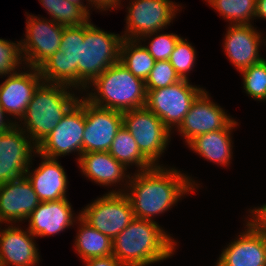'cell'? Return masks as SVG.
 <instances>
[{"instance_id":"20","label":"cell","mask_w":266,"mask_h":266,"mask_svg":"<svg viewBox=\"0 0 266 266\" xmlns=\"http://www.w3.org/2000/svg\"><path fill=\"white\" fill-rule=\"evenodd\" d=\"M16 226L10 224L1 229L0 224V266H37L40 254L36 237L27 228Z\"/></svg>"},{"instance_id":"22","label":"cell","mask_w":266,"mask_h":266,"mask_svg":"<svg viewBox=\"0 0 266 266\" xmlns=\"http://www.w3.org/2000/svg\"><path fill=\"white\" fill-rule=\"evenodd\" d=\"M42 160L33 170L31 164L25 176L30 181L40 202L56 201L67 198L68 178L58 159L48 158L38 154Z\"/></svg>"},{"instance_id":"4","label":"cell","mask_w":266,"mask_h":266,"mask_svg":"<svg viewBox=\"0 0 266 266\" xmlns=\"http://www.w3.org/2000/svg\"><path fill=\"white\" fill-rule=\"evenodd\" d=\"M79 98L70 87L42 82L17 125L38 146Z\"/></svg>"},{"instance_id":"19","label":"cell","mask_w":266,"mask_h":266,"mask_svg":"<svg viewBox=\"0 0 266 266\" xmlns=\"http://www.w3.org/2000/svg\"><path fill=\"white\" fill-rule=\"evenodd\" d=\"M73 212L68 198L40 202L26 219L29 222L27 229L35 237H49L58 234L66 228L72 227L80 218V212L75 217Z\"/></svg>"},{"instance_id":"14","label":"cell","mask_w":266,"mask_h":266,"mask_svg":"<svg viewBox=\"0 0 266 266\" xmlns=\"http://www.w3.org/2000/svg\"><path fill=\"white\" fill-rule=\"evenodd\" d=\"M234 119L216 102L211 100L204 90L192 103L190 110L184 116L177 128L179 135L188 143L194 137L226 128Z\"/></svg>"},{"instance_id":"37","label":"cell","mask_w":266,"mask_h":266,"mask_svg":"<svg viewBox=\"0 0 266 266\" xmlns=\"http://www.w3.org/2000/svg\"><path fill=\"white\" fill-rule=\"evenodd\" d=\"M6 115L3 108L0 107V134L15 124L14 121L10 120ZM5 117H7V119Z\"/></svg>"},{"instance_id":"25","label":"cell","mask_w":266,"mask_h":266,"mask_svg":"<svg viewBox=\"0 0 266 266\" xmlns=\"http://www.w3.org/2000/svg\"><path fill=\"white\" fill-rule=\"evenodd\" d=\"M108 152L126 168L136 166L137 172L154 165L141 153L132 134L122 126L116 133Z\"/></svg>"},{"instance_id":"9","label":"cell","mask_w":266,"mask_h":266,"mask_svg":"<svg viewBox=\"0 0 266 266\" xmlns=\"http://www.w3.org/2000/svg\"><path fill=\"white\" fill-rule=\"evenodd\" d=\"M127 5L123 39L140 40L143 36L162 31L173 22L181 4L171 0H130ZM179 7V8H178Z\"/></svg>"},{"instance_id":"8","label":"cell","mask_w":266,"mask_h":266,"mask_svg":"<svg viewBox=\"0 0 266 266\" xmlns=\"http://www.w3.org/2000/svg\"><path fill=\"white\" fill-rule=\"evenodd\" d=\"M84 208L80 217L112 240L135 218L125 193H105Z\"/></svg>"},{"instance_id":"39","label":"cell","mask_w":266,"mask_h":266,"mask_svg":"<svg viewBox=\"0 0 266 266\" xmlns=\"http://www.w3.org/2000/svg\"><path fill=\"white\" fill-rule=\"evenodd\" d=\"M70 3H74V4H77L78 6H80V7H82L89 15H91L90 14V10L91 9H89V8H92V7H88L87 5L88 4H86V5H84V0H68Z\"/></svg>"},{"instance_id":"35","label":"cell","mask_w":266,"mask_h":266,"mask_svg":"<svg viewBox=\"0 0 266 266\" xmlns=\"http://www.w3.org/2000/svg\"><path fill=\"white\" fill-rule=\"evenodd\" d=\"M83 262L86 266H124L114 255L92 258Z\"/></svg>"},{"instance_id":"11","label":"cell","mask_w":266,"mask_h":266,"mask_svg":"<svg viewBox=\"0 0 266 266\" xmlns=\"http://www.w3.org/2000/svg\"><path fill=\"white\" fill-rule=\"evenodd\" d=\"M26 15V34L20 40L21 55L25 66L38 68L59 50L64 26L51 19Z\"/></svg>"},{"instance_id":"17","label":"cell","mask_w":266,"mask_h":266,"mask_svg":"<svg viewBox=\"0 0 266 266\" xmlns=\"http://www.w3.org/2000/svg\"><path fill=\"white\" fill-rule=\"evenodd\" d=\"M262 35L257 28L253 27V24H229L223 49L229 61L239 72L264 59L259 54L264 41Z\"/></svg>"},{"instance_id":"23","label":"cell","mask_w":266,"mask_h":266,"mask_svg":"<svg viewBox=\"0 0 266 266\" xmlns=\"http://www.w3.org/2000/svg\"><path fill=\"white\" fill-rule=\"evenodd\" d=\"M237 125L238 122L234 119L226 128L198 135L187 145L207 161L227 167L233 156L231 134Z\"/></svg>"},{"instance_id":"18","label":"cell","mask_w":266,"mask_h":266,"mask_svg":"<svg viewBox=\"0 0 266 266\" xmlns=\"http://www.w3.org/2000/svg\"><path fill=\"white\" fill-rule=\"evenodd\" d=\"M40 201L26 176L0 184V224L26 220Z\"/></svg>"},{"instance_id":"26","label":"cell","mask_w":266,"mask_h":266,"mask_svg":"<svg viewBox=\"0 0 266 266\" xmlns=\"http://www.w3.org/2000/svg\"><path fill=\"white\" fill-rule=\"evenodd\" d=\"M120 63L134 76L146 81L154 67L155 59L141 41L123 39L120 48Z\"/></svg>"},{"instance_id":"10","label":"cell","mask_w":266,"mask_h":266,"mask_svg":"<svg viewBox=\"0 0 266 266\" xmlns=\"http://www.w3.org/2000/svg\"><path fill=\"white\" fill-rule=\"evenodd\" d=\"M84 129V97L82 96L37 146V153L48 158L59 159L58 157L77 152V160H79L83 153Z\"/></svg>"},{"instance_id":"16","label":"cell","mask_w":266,"mask_h":266,"mask_svg":"<svg viewBox=\"0 0 266 266\" xmlns=\"http://www.w3.org/2000/svg\"><path fill=\"white\" fill-rule=\"evenodd\" d=\"M23 69L8 75L0 84V104L6 114L13 116L15 124L20 123L35 90L43 82L38 68L26 66L25 71L23 66Z\"/></svg>"},{"instance_id":"13","label":"cell","mask_w":266,"mask_h":266,"mask_svg":"<svg viewBox=\"0 0 266 266\" xmlns=\"http://www.w3.org/2000/svg\"><path fill=\"white\" fill-rule=\"evenodd\" d=\"M84 117L83 153L108 152L123 126L122 112L95 106L84 98Z\"/></svg>"},{"instance_id":"36","label":"cell","mask_w":266,"mask_h":266,"mask_svg":"<svg viewBox=\"0 0 266 266\" xmlns=\"http://www.w3.org/2000/svg\"><path fill=\"white\" fill-rule=\"evenodd\" d=\"M121 1L122 0H87L86 2L88 3V7L91 4V6L96 10L98 9L100 11H111L114 8H120L122 5Z\"/></svg>"},{"instance_id":"33","label":"cell","mask_w":266,"mask_h":266,"mask_svg":"<svg viewBox=\"0 0 266 266\" xmlns=\"http://www.w3.org/2000/svg\"><path fill=\"white\" fill-rule=\"evenodd\" d=\"M182 80L169 60L155 61L145 81L146 90H154L173 85Z\"/></svg>"},{"instance_id":"1","label":"cell","mask_w":266,"mask_h":266,"mask_svg":"<svg viewBox=\"0 0 266 266\" xmlns=\"http://www.w3.org/2000/svg\"><path fill=\"white\" fill-rule=\"evenodd\" d=\"M122 41V35L106 32L90 20L64 27L59 50L38 67L43 82L86 92L96 77L120 62Z\"/></svg>"},{"instance_id":"34","label":"cell","mask_w":266,"mask_h":266,"mask_svg":"<svg viewBox=\"0 0 266 266\" xmlns=\"http://www.w3.org/2000/svg\"><path fill=\"white\" fill-rule=\"evenodd\" d=\"M248 213H251V221L265 234L266 236V204L260 207H254L252 210L249 209Z\"/></svg>"},{"instance_id":"31","label":"cell","mask_w":266,"mask_h":266,"mask_svg":"<svg viewBox=\"0 0 266 266\" xmlns=\"http://www.w3.org/2000/svg\"><path fill=\"white\" fill-rule=\"evenodd\" d=\"M196 49L185 38H180L170 55L169 62L181 79H188V73L195 67Z\"/></svg>"},{"instance_id":"21","label":"cell","mask_w":266,"mask_h":266,"mask_svg":"<svg viewBox=\"0 0 266 266\" xmlns=\"http://www.w3.org/2000/svg\"><path fill=\"white\" fill-rule=\"evenodd\" d=\"M77 162L82 174L95 184L108 187L122 185L121 189L109 190L108 193H125L131 174L126 175L128 168L109 152L82 153Z\"/></svg>"},{"instance_id":"27","label":"cell","mask_w":266,"mask_h":266,"mask_svg":"<svg viewBox=\"0 0 266 266\" xmlns=\"http://www.w3.org/2000/svg\"><path fill=\"white\" fill-rule=\"evenodd\" d=\"M230 25L252 24L257 0H205Z\"/></svg>"},{"instance_id":"30","label":"cell","mask_w":266,"mask_h":266,"mask_svg":"<svg viewBox=\"0 0 266 266\" xmlns=\"http://www.w3.org/2000/svg\"><path fill=\"white\" fill-rule=\"evenodd\" d=\"M180 38L179 35L174 33L166 32L160 34V31H157L143 36L139 41L145 42L148 39V44H143V46L148 50L155 61H164L169 60L170 55Z\"/></svg>"},{"instance_id":"24","label":"cell","mask_w":266,"mask_h":266,"mask_svg":"<svg viewBox=\"0 0 266 266\" xmlns=\"http://www.w3.org/2000/svg\"><path fill=\"white\" fill-rule=\"evenodd\" d=\"M76 223H79V227L74 240V247L81 260L86 261L112 255L113 240L110 237L91 227L81 217Z\"/></svg>"},{"instance_id":"29","label":"cell","mask_w":266,"mask_h":266,"mask_svg":"<svg viewBox=\"0 0 266 266\" xmlns=\"http://www.w3.org/2000/svg\"><path fill=\"white\" fill-rule=\"evenodd\" d=\"M240 74L245 93L257 101H266V59L242 70Z\"/></svg>"},{"instance_id":"32","label":"cell","mask_w":266,"mask_h":266,"mask_svg":"<svg viewBox=\"0 0 266 266\" xmlns=\"http://www.w3.org/2000/svg\"><path fill=\"white\" fill-rule=\"evenodd\" d=\"M24 66L20 41L16 43L0 38V77L16 73Z\"/></svg>"},{"instance_id":"15","label":"cell","mask_w":266,"mask_h":266,"mask_svg":"<svg viewBox=\"0 0 266 266\" xmlns=\"http://www.w3.org/2000/svg\"><path fill=\"white\" fill-rule=\"evenodd\" d=\"M246 229L222 250L217 266H266V236L249 218Z\"/></svg>"},{"instance_id":"28","label":"cell","mask_w":266,"mask_h":266,"mask_svg":"<svg viewBox=\"0 0 266 266\" xmlns=\"http://www.w3.org/2000/svg\"><path fill=\"white\" fill-rule=\"evenodd\" d=\"M51 20L64 27L78 26L88 22L90 15L80 6L68 0H39Z\"/></svg>"},{"instance_id":"6","label":"cell","mask_w":266,"mask_h":266,"mask_svg":"<svg viewBox=\"0 0 266 266\" xmlns=\"http://www.w3.org/2000/svg\"><path fill=\"white\" fill-rule=\"evenodd\" d=\"M122 115L123 126L132 134L141 153L153 165H160L159 158L167 150L173 132L146 106L122 112Z\"/></svg>"},{"instance_id":"3","label":"cell","mask_w":266,"mask_h":266,"mask_svg":"<svg viewBox=\"0 0 266 266\" xmlns=\"http://www.w3.org/2000/svg\"><path fill=\"white\" fill-rule=\"evenodd\" d=\"M177 244L156 221L134 218L113 239L112 255L124 266H149L174 255Z\"/></svg>"},{"instance_id":"40","label":"cell","mask_w":266,"mask_h":266,"mask_svg":"<svg viewBox=\"0 0 266 266\" xmlns=\"http://www.w3.org/2000/svg\"><path fill=\"white\" fill-rule=\"evenodd\" d=\"M263 40H264V41H263V43H265L264 45L266 46V41H265V40H266V38H264Z\"/></svg>"},{"instance_id":"12","label":"cell","mask_w":266,"mask_h":266,"mask_svg":"<svg viewBox=\"0 0 266 266\" xmlns=\"http://www.w3.org/2000/svg\"><path fill=\"white\" fill-rule=\"evenodd\" d=\"M36 154L37 146L17 124L2 132L0 134V184L25 176Z\"/></svg>"},{"instance_id":"38","label":"cell","mask_w":266,"mask_h":266,"mask_svg":"<svg viewBox=\"0 0 266 266\" xmlns=\"http://www.w3.org/2000/svg\"><path fill=\"white\" fill-rule=\"evenodd\" d=\"M266 20V0H257L255 19Z\"/></svg>"},{"instance_id":"7","label":"cell","mask_w":266,"mask_h":266,"mask_svg":"<svg viewBox=\"0 0 266 266\" xmlns=\"http://www.w3.org/2000/svg\"><path fill=\"white\" fill-rule=\"evenodd\" d=\"M189 81L182 79L164 88L147 90L146 107L158 116L171 132L180 126L192 103L205 90L190 84Z\"/></svg>"},{"instance_id":"5","label":"cell","mask_w":266,"mask_h":266,"mask_svg":"<svg viewBox=\"0 0 266 266\" xmlns=\"http://www.w3.org/2000/svg\"><path fill=\"white\" fill-rule=\"evenodd\" d=\"M94 87L91 91L90 88ZM83 97L91 104L125 112L146 106L145 81L134 76L120 62L108 67L89 85ZM94 91V92H93Z\"/></svg>"},{"instance_id":"2","label":"cell","mask_w":266,"mask_h":266,"mask_svg":"<svg viewBox=\"0 0 266 266\" xmlns=\"http://www.w3.org/2000/svg\"><path fill=\"white\" fill-rule=\"evenodd\" d=\"M173 168L154 165L130 175L125 194L130 199L135 218L154 221L153 217L170 210L200 184Z\"/></svg>"}]
</instances>
